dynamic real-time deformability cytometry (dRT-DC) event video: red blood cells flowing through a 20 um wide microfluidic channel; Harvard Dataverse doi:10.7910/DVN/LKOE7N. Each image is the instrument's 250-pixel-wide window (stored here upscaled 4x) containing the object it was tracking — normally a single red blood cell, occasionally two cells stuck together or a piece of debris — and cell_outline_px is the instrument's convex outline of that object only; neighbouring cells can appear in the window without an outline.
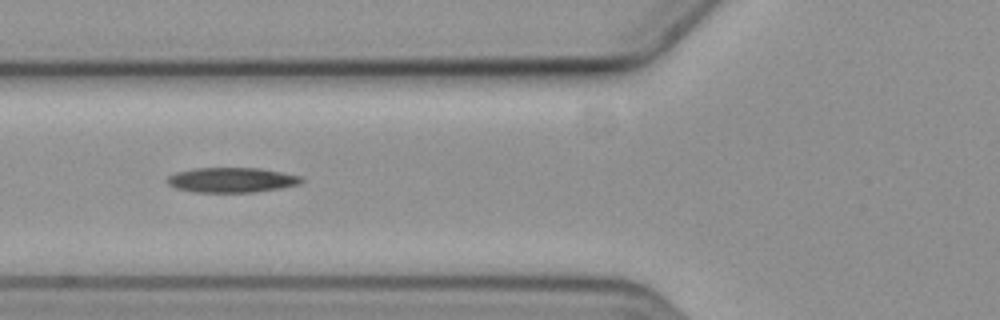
{"species": "common noctule bat (a hibernating species)", "species_latin": "Nyctalus noctula", "temperature_condition": "cold", "stored_images_in_passage": 8, "camera_frame_rate_fps": 3000, "um_per_image_px": 0.085, "animal": {"sex": "female", "body_mass_g": 19.3, "forearm_length_mm": 54.1}, "frame": {"image": 1, "passage_image": 7, "time_ms": 6.667, "image_size_px": [1000, 320], "cell_outline_px": [[304, 180], [300, 184], [280, 188], [256, 192], [196, 192], [176, 188], [168, 184], [168, 176], [176, 172], [192, 168], [260, 168], [300, 176]], "centroid_in_image_um": [19.69, 15.29], "position_along_channel_um": 106.1, "area_um2": 19.42}}
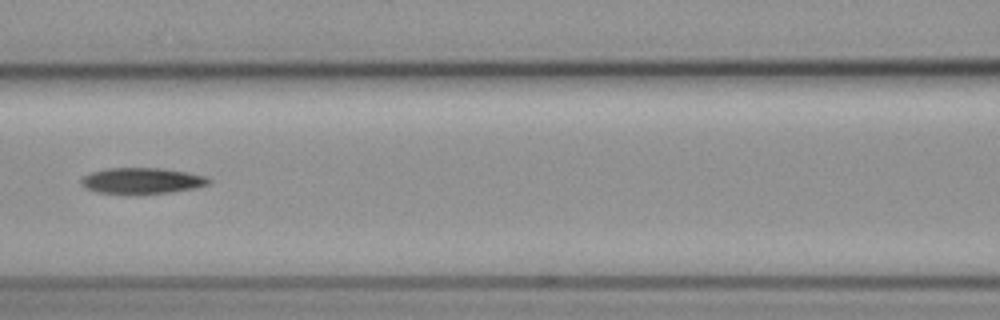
{"frame": {"image": 2, "passage_image": 8, "time_ms": 8.0, "image_size_px": [1000, 320], "cell_outline_px": [[212, 180], [208, 184], [196, 188], [172, 192], [136, 196], [96, 192], [84, 188], [80, 184], [80, 180], [84, 176], [92, 172], [104, 168], [164, 168], [188, 172], [208, 176]], "centroid_in_image_um": [12.06, 15.39], "position_along_channel_um": 154.5, "area_um2": 20.17}}